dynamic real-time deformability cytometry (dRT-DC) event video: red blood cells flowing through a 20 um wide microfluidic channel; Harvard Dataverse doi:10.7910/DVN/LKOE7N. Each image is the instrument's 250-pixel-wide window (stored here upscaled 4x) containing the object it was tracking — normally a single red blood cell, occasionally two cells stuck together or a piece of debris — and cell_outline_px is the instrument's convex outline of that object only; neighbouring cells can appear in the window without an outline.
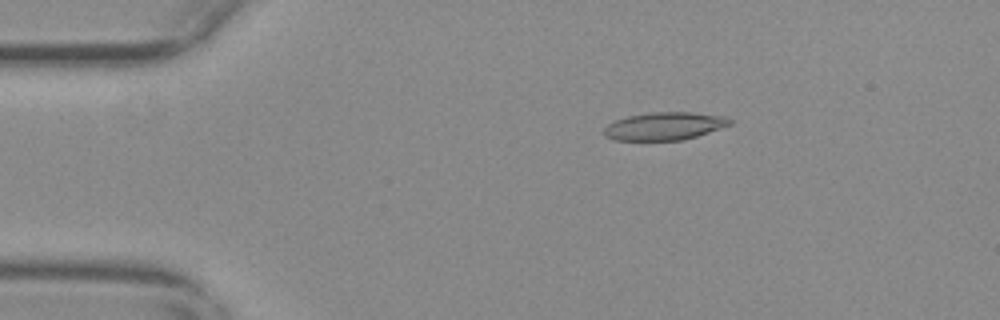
{"species": "common noctule bat (a hibernating species)", "species_latin": "Nyctalus noctula", "temperature_condition": "warm", "stored_images_in_passage": 11, "camera_frame_rate_fps": 3000, "um_per_image_px": 0.085, "animal": {"sex": "female", "body_mass_g": 29.2, "forearm_length_mm": 56.3}, "frame": {"image": 1, "passage_image": 1, "time_ms": 0.0, "image_size_px": [1000, 320], "cell_outline_px": [[732, 124], [684, 140], [616, 140], [604, 136], [604, 128], [608, 124], [616, 120], [628, 116], [652, 112], [688, 112], [724, 116], [732, 120]], "centroid_in_image_um": [56.47, 10.72], "position_along_channel_um": 28.5, "area_um2": 20.23}}
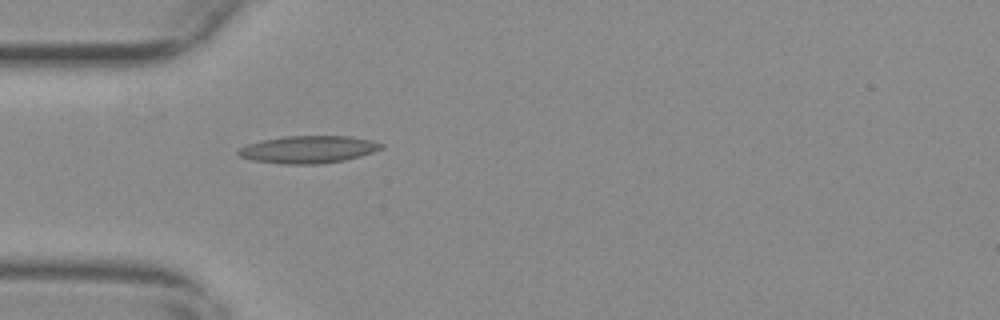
{"frame": {"image": 2, "passage_image": 8, "time_ms": 2.333, "image_size_px": [1000, 320], "cell_outline_px": [[384, 148], [360, 156], [344, 160], [320, 164], [284, 164], [252, 160], [240, 156], [236, 152], [240, 148], [248, 144], [260, 140], [284, 136], [352, 136], [372, 140], [384, 144]], "centroid_in_image_um": [26.22, 12.69], "position_along_channel_um": 58.8, "area_um2": 22.89}}